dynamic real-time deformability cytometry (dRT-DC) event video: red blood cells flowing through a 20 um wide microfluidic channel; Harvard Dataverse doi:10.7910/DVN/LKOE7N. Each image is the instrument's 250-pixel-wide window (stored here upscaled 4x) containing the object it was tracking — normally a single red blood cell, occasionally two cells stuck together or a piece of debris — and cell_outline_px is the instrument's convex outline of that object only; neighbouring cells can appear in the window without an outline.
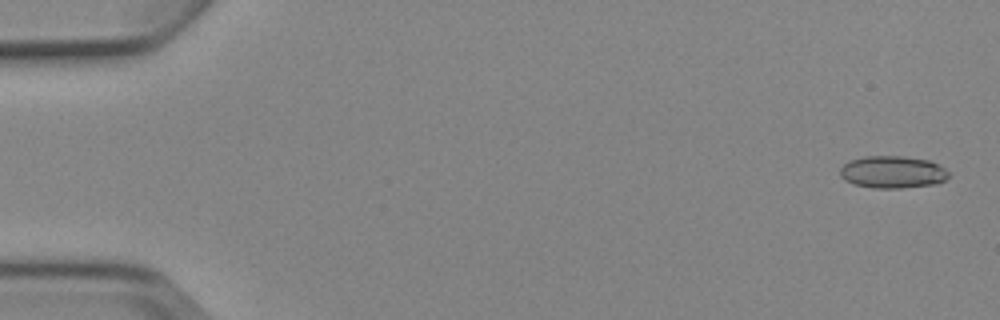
{"species": "Egyptian fruit bat (a non-hibernating species)", "species_latin": "Rousettus aegyptiacus", "temperature_condition": "cold", "stored_images_in_passage": 4, "camera_frame_rate_fps": 3000, "um_per_image_px": 0.085, "animal": {"sex": "female"}, "frame": {"image": 1, "passage_image": 1, "time_ms": 0.0, "image_size_px": [1000, 320], "cell_outline_px": [[948, 176], [944, 180], [936, 184], [900, 188], [872, 188], [856, 184], [844, 180], [840, 176], [840, 168], [848, 160], [864, 156], [900, 156], [928, 160], [944, 168], [948, 172]], "centroid_in_image_um": [75.83, 14.62], "position_along_channel_um": 9.2, "area_um2": 20.35}}
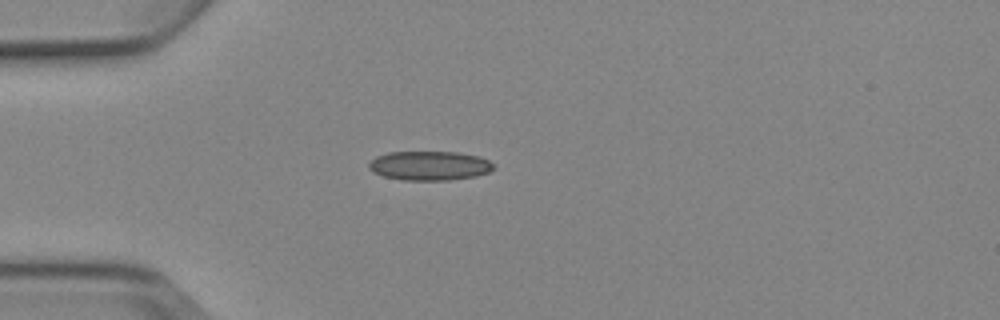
{"frame": {"image": 2, "passage_image": 4, "time_ms": 4.333, "image_size_px": [1000, 320], "cell_outline_px": [[496, 168], [488, 172], [476, 176], [448, 180], [404, 180], [384, 176], [372, 172], [368, 168], [368, 164], [376, 156], [388, 152], [456, 152], [480, 156], [488, 160]], "centroid_in_image_um": [36.51, 14.08], "position_along_channel_um": 48.5, "area_um2": 21.27}}